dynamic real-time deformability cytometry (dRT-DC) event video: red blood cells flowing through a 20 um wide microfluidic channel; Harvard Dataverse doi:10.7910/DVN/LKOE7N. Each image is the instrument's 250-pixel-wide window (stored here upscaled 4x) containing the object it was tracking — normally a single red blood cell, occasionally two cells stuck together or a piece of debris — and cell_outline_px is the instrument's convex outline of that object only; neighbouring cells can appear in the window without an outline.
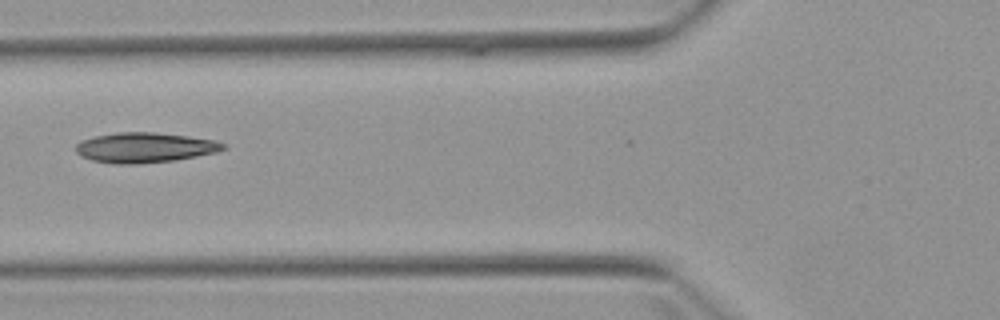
{"species": "Egyptian fruit bat (a non-hibernating species)", "species_latin": "Rousettus aegyptiacus", "temperature_condition": "warm", "stored_images_in_passage": 5, "camera_frame_rate_fps": 3000, "um_per_image_px": 0.085, "animal": {"sex": "female"}, "frame": {"image": 1, "passage_image": 5, "time_ms": 5.333, "image_size_px": [1000, 320], "cell_outline_px": [[228, 148], [216, 152], [196, 156], [172, 160], [136, 164], [116, 164], [92, 160], [80, 156], [76, 152], [76, 144], [80, 140], [96, 136], [116, 132], [152, 132], [188, 136], [216, 140], [228, 144]], "centroid_in_image_um": [12.31, 12.54], "position_along_channel_um": 113.5, "area_um2": 25.89}}